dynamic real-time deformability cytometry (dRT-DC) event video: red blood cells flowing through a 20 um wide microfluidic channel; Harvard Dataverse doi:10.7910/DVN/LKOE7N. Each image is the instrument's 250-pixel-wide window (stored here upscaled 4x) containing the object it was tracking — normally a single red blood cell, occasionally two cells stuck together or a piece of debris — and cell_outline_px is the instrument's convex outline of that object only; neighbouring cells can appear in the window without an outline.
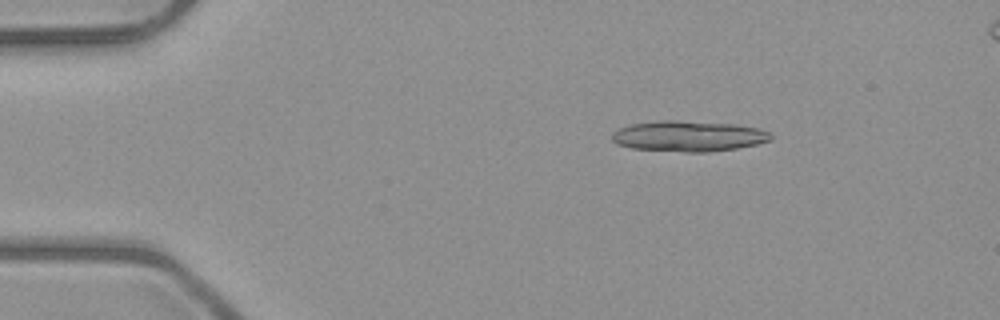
{"species": "common noctule bat (a hibernating species)", "species_latin": "Nyctalus noctula", "temperature_condition": "room temperature", "stored_images_in_passage": 5, "camera_frame_rate_fps": 3000, "um_per_image_px": 0.085, "animal": {"sex": "male", "body_mass_g": 23.1, "forearm_length_mm": 52.7}, "frame": {"image": 1, "passage_image": 5, "time_ms": 4.333, "image_size_px": [1000, 320], "cell_outline_px": [[772, 140], [756, 144], [736, 148], [708, 152], [684, 152], [632, 148], [616, 144], [612, 140], [612, 132], [620, 128], [632, 124], [660, 120], [676, 120], [736, 124], [760, 128], [768, 132], [772, 136]], "centroid_in_image_um": [58.53, 11.57], "position_along_channel_um": 26.5, "area_um2": 28.44}}